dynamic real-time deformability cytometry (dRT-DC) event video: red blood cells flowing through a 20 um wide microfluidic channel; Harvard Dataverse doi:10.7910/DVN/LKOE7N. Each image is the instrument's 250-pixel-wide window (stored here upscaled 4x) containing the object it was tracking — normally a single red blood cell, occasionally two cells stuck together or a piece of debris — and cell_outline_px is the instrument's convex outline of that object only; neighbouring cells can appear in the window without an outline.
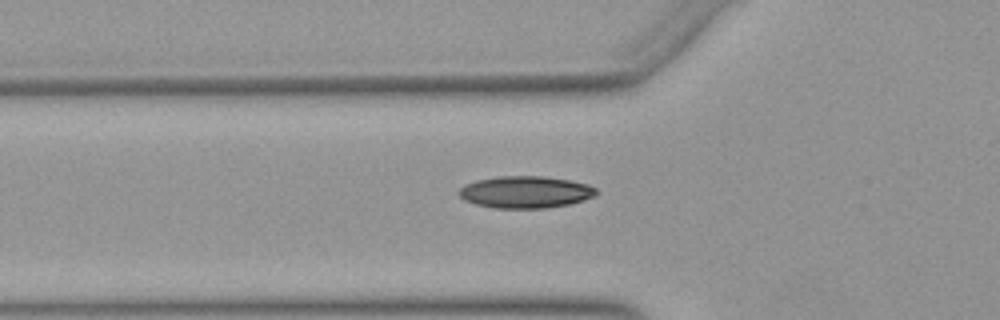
{"species": "Egyptian fruit bat (a non-hibernating species)", "species_latin": "Rousettus aegyptiacus", "temperature_condition": "warm", "stored_images_in_passage": 40, "camera_frame_rate_fps": 3000, "um_per_image_px": 0.085, "animal": {"sex": "female"}, "frame": {"image": 1, "passage_image": 6, "time_ms": 1.667, "image_size_px": [1000, 320], "cell_outline_px": [[600, 192], [596, 196], [584, 200], [568, 204], [544, 208], [492, 208], [476, 204], [464, 200], [456, 192], [464, 184], [476, 180], [500, 176], [544, 176], [572, 180], [588, 184], [596, 188]], "centroid_in_image_um": [44.68, 16.32], "position_along_channel_um": 81.1, "area_um2": 25.89}}
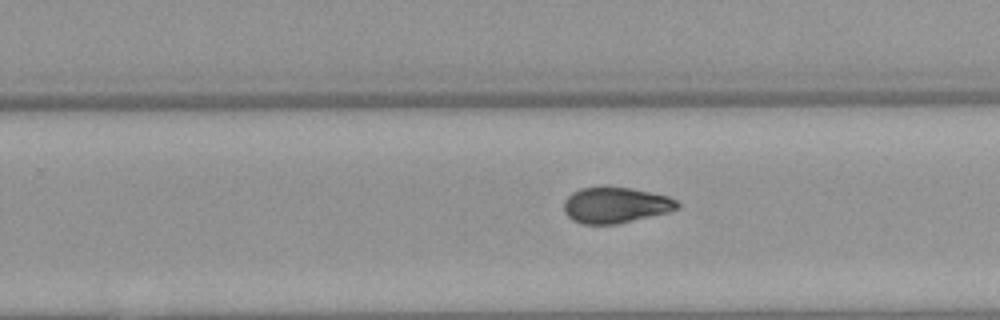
{"frame": {"image": 2, "passage_image": 21, "time_ms": 6.667, "image_size_px": [1000, 320], "cell_outline_px": [[680, 208], [668, 212], [616, 224], [584, 224], [572, 220], [564, 212], [564, 200], [572, 192], [580, 188], [632, 188], [668, 196], [676, 200], [680, 204]], "centroid_in_image_um": [52.32, 17.44], "position_along_channel_um": 277.5, "area_um2": 23.47}}
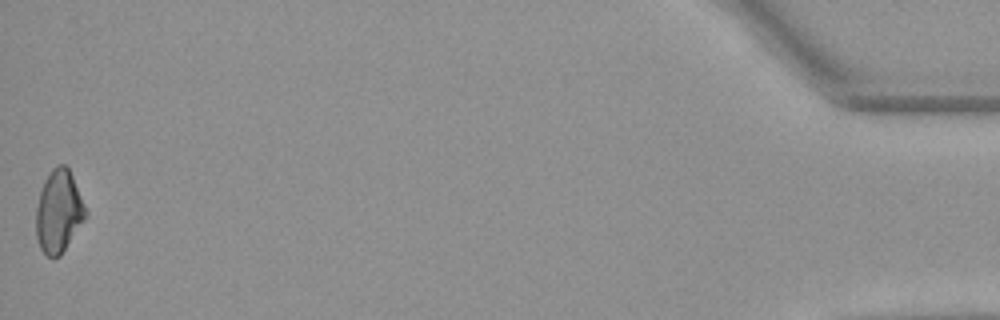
{"frame": {"image": 3, "passage_image": 40, "time_ms": 13.0, "image_size_px": [1000, 320], "cell_outline_px": [[88, 216], [60, 256], [52, 260], [40, 248], [36, 236], [36, 208], [40, 192], [44, 180], [52, 168], [56, 164], [64, 164], [68, 168], [72, 176], [88, 212]], "centroid_in_image_um": [4.99, 17.99], "position_along_channel_um": 430.2, "area_um2": 23.99}, "authors_computed_cell_mechanics": {"area_um2": 23.9581, "velocity_mm_per_s": 3.9219, "shape_relaxation_time_tau1_ms": 5.4109, "shape_relaxation_time_tau2_ms": 3.4048, "deformation_change_tau1": 0.1507, "deformation_change_tau2": 0.0793}}